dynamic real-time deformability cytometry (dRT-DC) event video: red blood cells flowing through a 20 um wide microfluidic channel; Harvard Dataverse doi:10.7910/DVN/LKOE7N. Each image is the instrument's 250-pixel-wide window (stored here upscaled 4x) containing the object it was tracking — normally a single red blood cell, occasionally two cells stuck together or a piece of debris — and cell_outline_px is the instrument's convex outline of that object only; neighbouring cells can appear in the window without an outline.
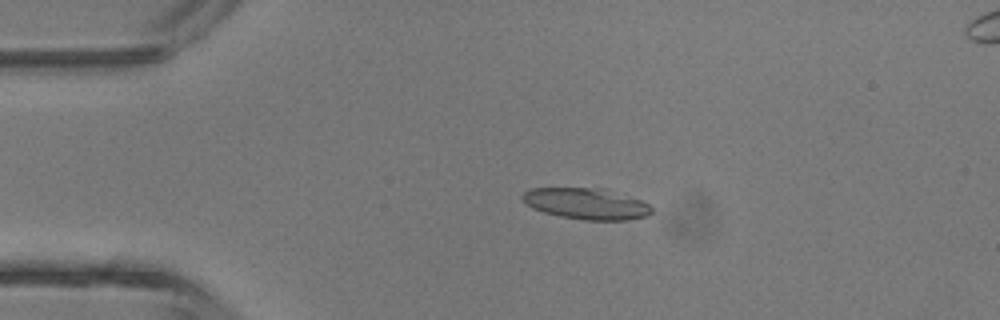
{"species": "common noctule bat (a hibernating species)", "species_latin": "Nyctalus noctula", "temperature_condition": "room temperature", "stored_images_in_passage": 3, "camera_frame_rate_fps": 3000, "um_per_image_px": 0.085, "animal": {"sex": "male", "body_mass_g": 13.3}, "frame": {"image": 1, "passage_image": 2, "time_ms": 1.333, "image_size_px": [1000, 320], "cell_outline_px": [[652, 212], [648, 216], [628, 220], [584, 220], [560, 216], [544, 212], [532, 208], [520, 196], [524, 192], [532, 188], [608, 188], [640, 200], [648, 204], [652, 208]], "centroid_in_image_um": [49.87, 17.31], "position_along_channel_um": 35.1, "area_um2": 23.58}}